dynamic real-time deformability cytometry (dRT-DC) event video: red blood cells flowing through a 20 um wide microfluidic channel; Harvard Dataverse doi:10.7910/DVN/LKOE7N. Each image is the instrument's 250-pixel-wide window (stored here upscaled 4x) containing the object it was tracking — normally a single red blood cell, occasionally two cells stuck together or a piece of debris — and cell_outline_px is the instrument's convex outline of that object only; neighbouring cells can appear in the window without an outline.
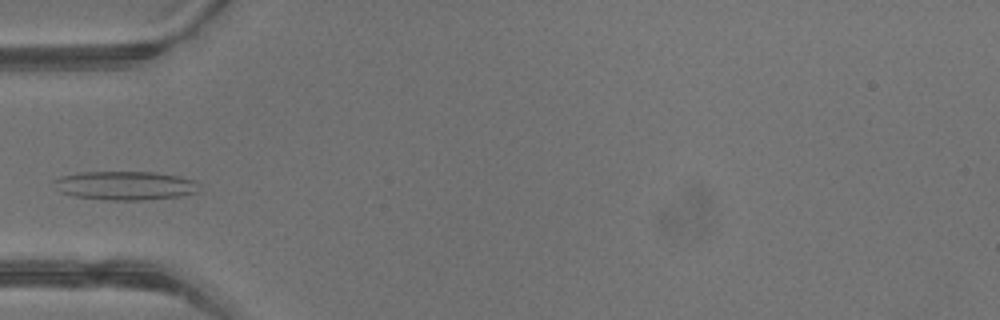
{"species": "common noctule bat (a hibernating species)", "species_latin": "Nyctalus noctula", "temperature_condition": "warm", "stored_images_in_passage": 3, "camera_frame_rate_fps": 3000, "um_per_image_px": 0.085, "animal": {"sex": "male", "body_mass_g": 13.3}, "frame": {"image": 1, "passage_image": 3, "time_ms": 0.667, "image_size_px": [1000, 320], "cell_outline_px": [[200, 192], [184, 196], [144, 200], [108, 200], [72, 196], [60, 192], [52, 180], [60, 176], [80, 172], [156, 172], [180, 176], [196, 180], [200, 184]], "centroid_in_image_um": [10.71, 15.77], "position_along_channel_um": 74.3, "area_um2": 24.85}}